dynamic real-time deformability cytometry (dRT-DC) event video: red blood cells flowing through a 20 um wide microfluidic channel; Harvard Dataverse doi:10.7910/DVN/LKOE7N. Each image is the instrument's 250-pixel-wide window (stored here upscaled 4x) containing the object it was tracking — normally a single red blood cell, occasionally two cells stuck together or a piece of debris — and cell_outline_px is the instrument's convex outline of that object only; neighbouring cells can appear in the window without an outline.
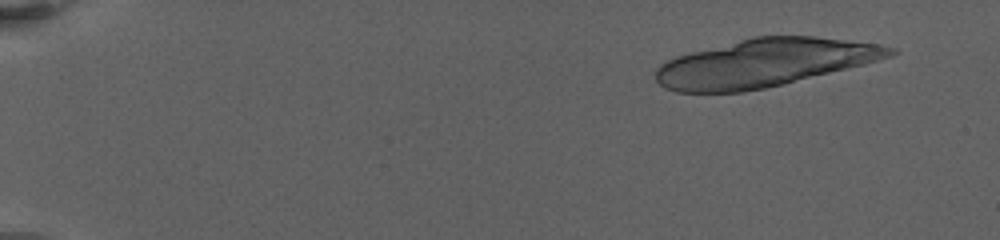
{"species": "human", "species_latin": "Homo sapiens", "temperature_condition": "warm", "stored_images_in_passage": 30, "camera_frame_rate_fps": 3000, "um_per_image_px": 0.085, "donor": {"sex": "female"}, "frame": {"image": 1, "passage_image": 3, "time_ms": 1.0, "image_size_px": [1000, 240], "cell_outline_px": [[900, 52], [892, 56], [864, 64], [784, 84], [744, 92], [676, 92], [664, 88], [656, 80], [656, 68], [660, 64], [676, 56], [752, 36], [812, 36], [880, 44], [896, 48]], "centroid_in_image_um": [64.98, 5.35], "position_along_channel_um": 20.0, "area_um2": 65.2}}
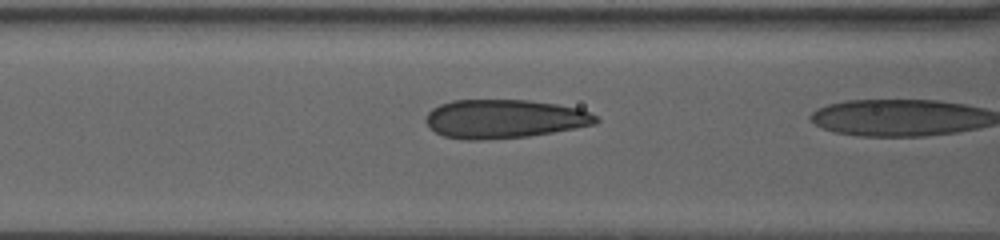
{"frame": {"image": 2, "passage_image": 28, "time_ms": 8.0, "image_size_px": [1000, 240], "cell_outline_px": [[600, 120], [596, 124], [576, 128], [528, 136], [480, 140], [464, 140], [444, 136], [436, 132], [424, 120], [428, 112], [432, 108], [440, 104], [452, 100], [528, 100], [556, 104], [580, 108], [596, 116]], "centroid_in_image_um": [42.86, 10.1], "position_along_channel_um": 123.7, "area_um2": 38.38}}